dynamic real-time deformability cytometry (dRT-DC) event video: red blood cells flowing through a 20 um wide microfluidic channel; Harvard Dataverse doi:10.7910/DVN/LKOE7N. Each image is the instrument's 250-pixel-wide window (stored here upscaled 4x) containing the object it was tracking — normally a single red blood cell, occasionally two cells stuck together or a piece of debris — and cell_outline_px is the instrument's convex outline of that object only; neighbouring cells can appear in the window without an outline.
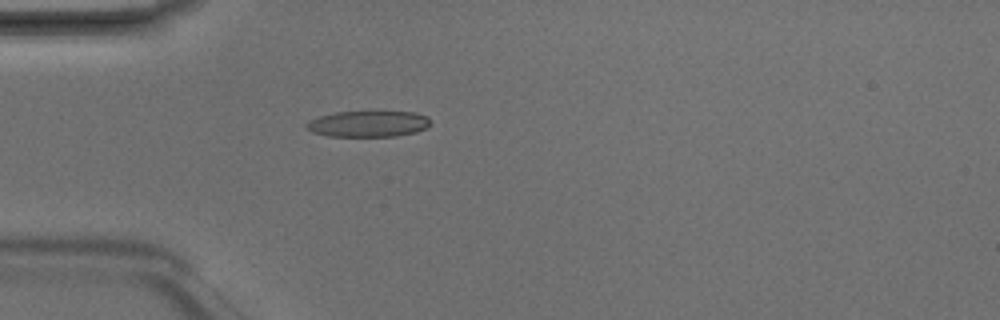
{"species": "Egyptian fruit bat (a non-hibernating species)", "species_latin": "Rousettus aegyptiacus", "temperature_condition": "room temperature", "stored_images_in_passage": 4, "camera_frame_rate_fps": 3000, "um_per_image_px": 0.085, "animal": {"sex": "male"}, "frame": {"image": 1, "passage_image": 4, "time_ms": 1.0, "image_size_px": [1000, 320], "cell_outline_px": [[432, 124], [428, 128], [416, 132], [396, 136], [328, 136], [312, 132], [304, 124], [308, 120], [320, 116], [336, 112], [416, 112], [428, 116], [432, 120]], "centroid_in_image_um": [31.36, 10.53], "position_along_channel_um": 53.6, "area_um2": 19.02}}